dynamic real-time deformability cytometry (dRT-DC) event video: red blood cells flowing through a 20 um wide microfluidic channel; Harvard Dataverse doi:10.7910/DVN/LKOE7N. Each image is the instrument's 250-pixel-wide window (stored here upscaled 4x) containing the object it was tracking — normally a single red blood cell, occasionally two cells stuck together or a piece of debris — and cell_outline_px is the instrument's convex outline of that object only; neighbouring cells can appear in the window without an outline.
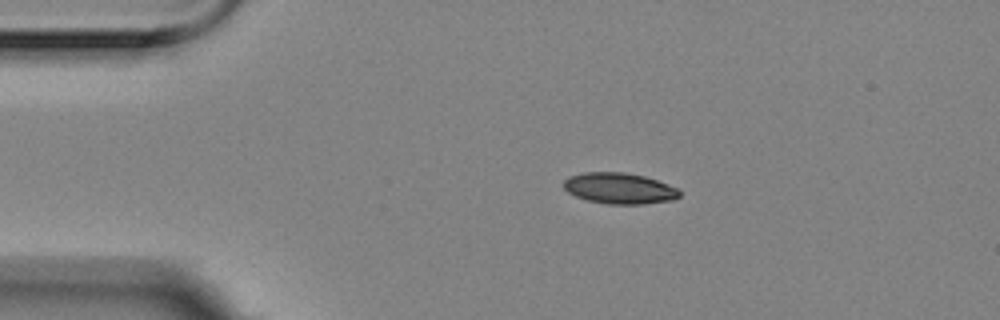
{"species": "Egyptian fruit bat (a non-hibernating species)", "species_latin": "Rousettus aegyptiacus", "temperature_condition": "room temperature", "stored_images_in_passage": 4, "camera_frame_rate_fps": 3000, "um_per_image_px": 0.085, "animal": {"sex": "female"}, "frame": {"image": 1, "passage_image": 1, "time_ms": 0.0, "image_size_px": [1000, 320], "cell_outline_px": [[680, 196], [672, 200], [644, 204], [608, 204], [588, 200], [576, 196], [568, 192], [564, 188], [564, 180], [568, 176], [584, 172], [624, 172], [644, 176], [668, 184], [676, 188], [680, 192]], "centroid_in_image_um": [52.64, 16.0], "position_along_channel_um": 32.4, "area_um2": 20.87}}
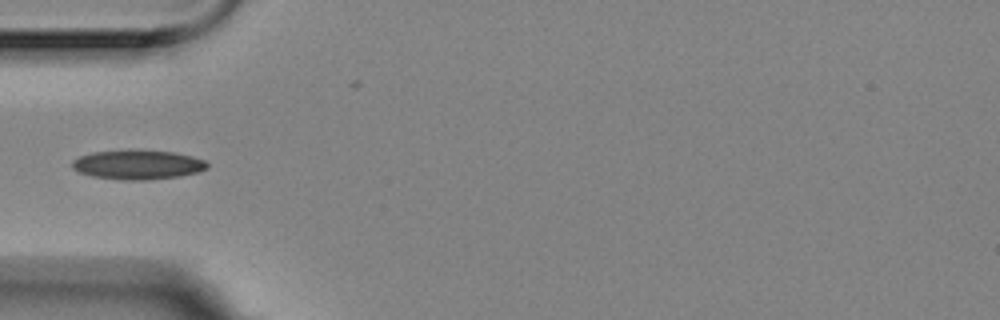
{"frame": {"image": 2, "passage_image": 3, "time_ms": 0.667, "image_size_px": [1000, 320], "cell_outline_px": [[208, 168], [196, 172], [180, 176], [144, 180], [124, 180], [92, 176], [80, 172], [72, 168], [72, 160], [80, 156], [92, 152], [128, 148], [176, 152], [192, 156], [204, 160], [208, 164]], "centroid_in_image_um": [11.69, 13.97], "position_along_channel_um": 73.3, "area_um2": 23.52}}